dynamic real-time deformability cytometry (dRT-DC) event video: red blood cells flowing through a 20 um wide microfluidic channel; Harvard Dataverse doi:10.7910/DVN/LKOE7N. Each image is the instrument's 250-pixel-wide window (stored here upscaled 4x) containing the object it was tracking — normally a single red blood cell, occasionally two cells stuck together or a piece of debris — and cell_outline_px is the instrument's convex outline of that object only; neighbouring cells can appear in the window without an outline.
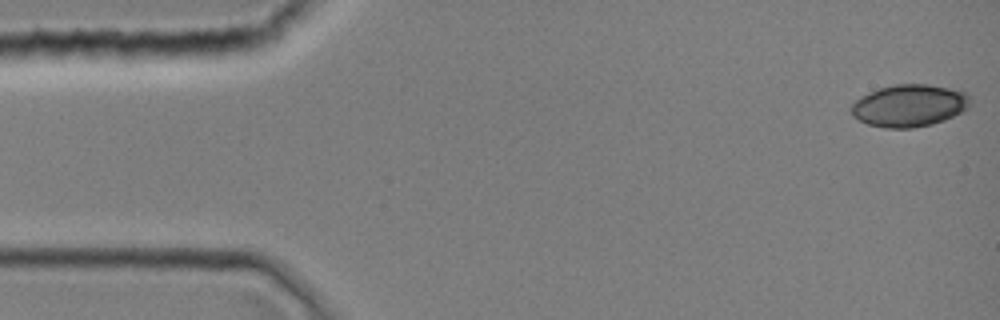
{"species": "common noctule bat (a hibernating species)", "species_latin": "Nyctalus noctula", "temperature_condition": "room temperature", "stored_images_in_passage": 11, "camera_frame_rate_fps": 3000, "um_per_image_px": 0.085, "animal": {"sex": "female", "body_mass_g": 19.0, "forearm_length_mm": 51.5}, "frame": {"image": 1, "passage_image": 1, "time_ms": 0.0, "image_size_px": [1000, 320], "cell_outline_px": [[972, 104], [968, 108], [944, 120], [932, 124], [912, 128], [884, 128], [868, 124], [852, 116], [852, 104], [860, 96], [880, 88], [892, 84], [928, 84], [968, 92]], "centroid_in_image_um": [77.31, 8.97], "position_along_channel_um": 7.7, "area_um2": 29.3}}
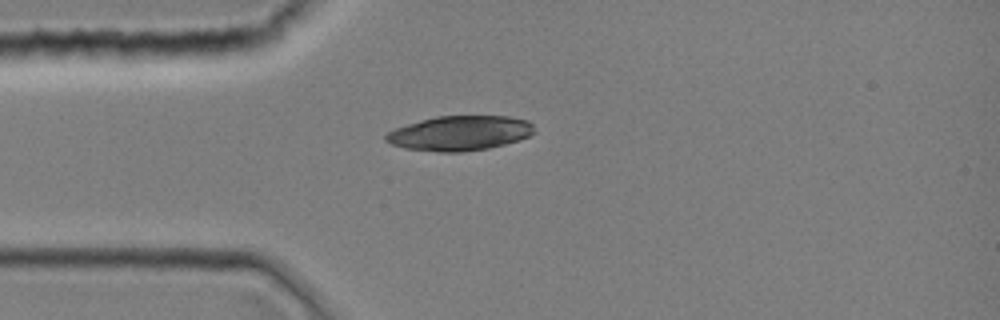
{"frame": {"image": 2, "passage_image": 10, "time_ms": 3.0, "image_size_px": [1000, 320], "cell_outline_px": [[536, 132], [520, 140], [488, 148], [460, 152], [440, 152], [404, 148], [392, 144], [384, 140], [384, 136], [388, 132], [396, 128], [420, 120], [436, 116], [508, 116], [528, 120], [532, 124]], "centroid_in_image_um": [39.09, 11.32], "position_along_channel_um": 45.9, "area_um2": 30.06}}